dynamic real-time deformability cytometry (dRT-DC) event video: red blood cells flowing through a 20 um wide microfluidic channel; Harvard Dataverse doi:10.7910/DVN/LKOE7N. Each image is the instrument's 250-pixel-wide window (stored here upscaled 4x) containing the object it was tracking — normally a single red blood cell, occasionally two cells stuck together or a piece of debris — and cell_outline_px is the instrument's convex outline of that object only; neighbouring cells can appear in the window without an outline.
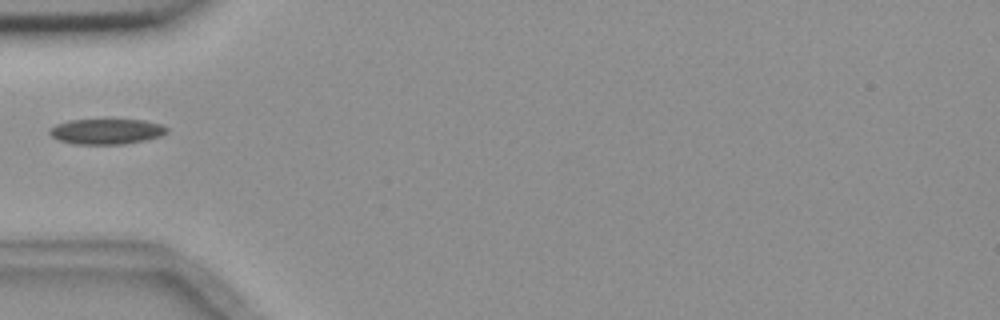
{"species": "common noctule bat (a hibernating species)", "species_latin": "Nyctalus noctula", "temperature_condition": "room temperature", "stored_images_in_passage": 3, "camera_frame_rate_fps": 3000, "um_per_image_px": 0.085, "animal": {"sex": "female", "body_mass_g": 18.4}, "frame": {"image": 1, "passage_image": 2, "time_ms": 2.0, "image_size_px": [1000, 320], "cell_outline_px": [[168, 132], [160, 136], [144, 140], [124, 144], [72, 144], [60, 140], [52, 136], [48, 132], [48, 128], [56, 124], [68, 120], [144, 120], [160, 124], [168, 128]], "centroid_in_image_um": [9.02, 11.17], "position_along_channel_um": 76.0, "area_um2": 17.34}}